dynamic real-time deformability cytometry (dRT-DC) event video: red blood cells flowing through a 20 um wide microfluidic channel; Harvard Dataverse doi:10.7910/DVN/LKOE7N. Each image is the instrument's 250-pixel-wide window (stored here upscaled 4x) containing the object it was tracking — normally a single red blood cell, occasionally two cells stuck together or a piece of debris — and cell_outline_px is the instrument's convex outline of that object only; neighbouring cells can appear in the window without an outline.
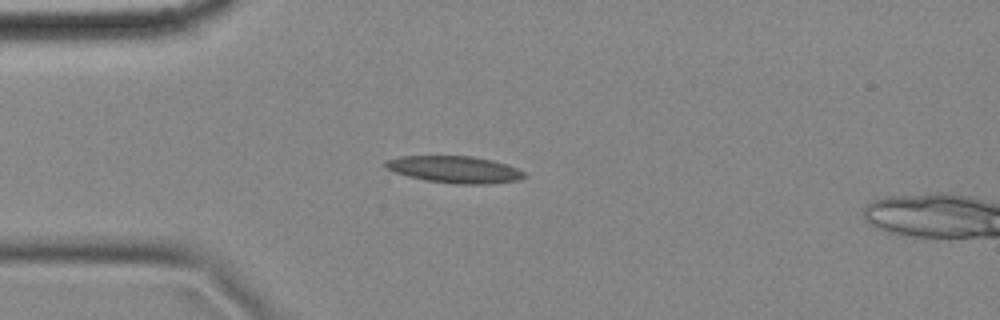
{"species": "common noctule bat (a hibernating species)", "species_latin": "Nyctalus noctula", "temperature_condition": "cold", "stored_images_in_passage": 9, "camera_frame_rate_fps": 3000, "um_per_image_px": 0.085, "animal": {"sex": "female", "body_mass_g": 18.4}, "frame": {"image": 1, "passage_image": 2, "time_ms": 0.333, "image_size_px": [1000, 320], "cell_outline_px": [[524, 176], [520, 180], [488, 184], [456, 184], [424, 180], [408, 176], [384, 168], [384, 160], [400, 156], [472, 156], [492, 160], [508, 164], [524, 172]], "centroid_in_image_um": [38.62, 14.4], "position_along_channel_um": 46.4, "area_um2": 21.85}}
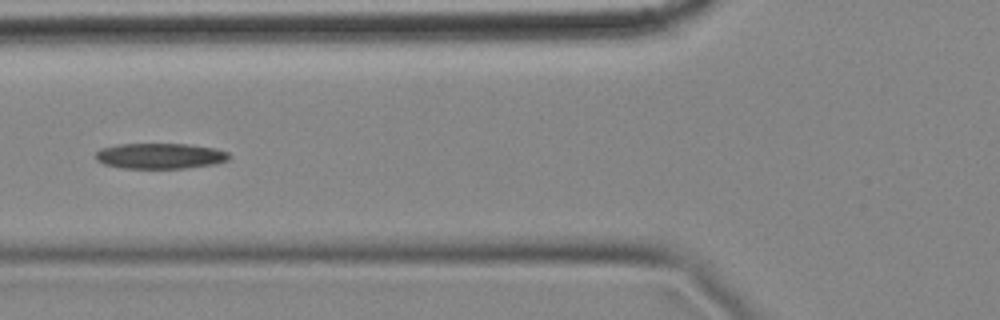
{"frame": {"image": 2, "passage_image": 4, "time_ms": 1.0, "image_size_px": [1000, 320], "cell_outline_px": [[232, 156], [228, 160], [216, 164], [184, 168], [124, 168], [104, 164], [96, 160], [96, 152], [100, 148], [116, 144], [188, 144], [216, 148], [228, 152]], "centroid_in_image_um": [13.63, 13.25], "position_along_channel_um": 112.2, "area_um2": 20.06}}
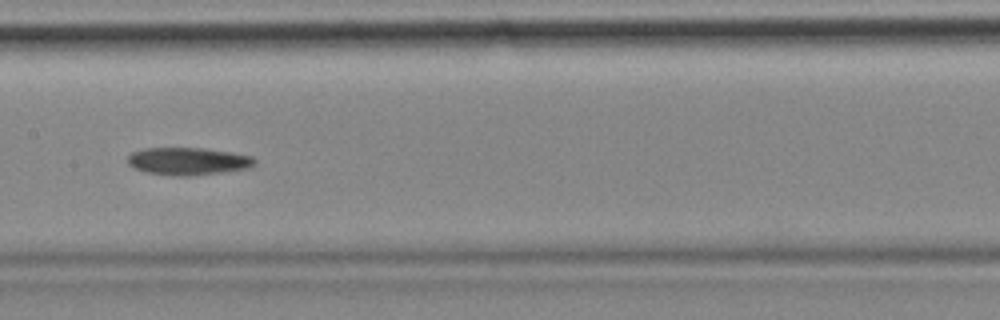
{"frame": {"image": 3, "passage_image": 6, "time_ms": 1.667, "image_size_px": [1000, 320], "cell_outline_px": [[256, 164], [248, 168], [224, 172], [188, 176], [176, 176], [148, 172], [132, 168], [128, 164], [128, 156], [132, 152], [144, 148], [204, 148], [232, 152], [252, 156], [256, 160]], "centroid_in_image_um": [16.0, 13.7], "position_along_channel_um": 191.4, "area_um2": 20.46}}